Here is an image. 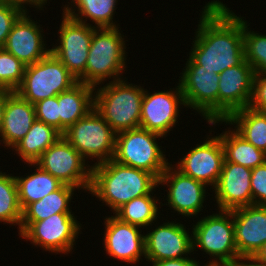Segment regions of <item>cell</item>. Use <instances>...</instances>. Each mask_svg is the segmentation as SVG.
Segmentation results:
<instances>
[{"mask_svg": "<svg viewBox=\"0 0 266 266\" xmlns=\"http://www.w3.org/2000/svg\"><path fill=\"white\" fill-rule=\"evenodd\" d=\"M61 136L62 133L55 127L36 119L25 137L12 149L24 163H34Z\"/></svg>", "mask_w": 266, "mask_h": 266, "instance_id": "484cf974", "label": "cell"}, {"mask_svg": "<svg viewBox=\"0 0 266 266\" xmlns=\"http://www.w3.org/2000/svg\"><path fill=\"white\" fill-rule=\"evenodd\" d=\"M36 121L35 106L13 91L6 98L0 137L5 147L13 148Z\"/></svg>", "mask_w": 266, "mask_h": 266, "instance_id": "7402d4cb", "label": "cell"}, {"mask_svg": "<svg viewBox=\"0 0 266 266\" xmlns=\"http://www.w3.org/2000/svg\"><path fill=\"white\" fill-rule=\"evenodd\" d=\"M179 85L186 107L193 108L207 120H218L219 74L202 69L190 57L187 59Z\"/></svg>", "mask_w": 266, "mask_h": 266, "instance_id": "30bf717a", "label": "cell"}, {"mask_svg": "<svg viewBox=\"0 0 266 266\" xmlns=\"http://www.w3.org/2000/svg\"><path fill=\"white\" fill-rule=\"evenodd\" d=\"M36 119L60 131V115L57 96L46 98L34 104Z\"/></svg>", "mask_w": 266, "mask_h": 266, "instance_id": "836d02e7", "label": "cell"}, {"mask_svg": "<svg viewBox=\"0 0 266 266\" xmlns=\"http://www.w3.org/2000/svg\"><path fill=\"white\" fill-rule=\"evenodd\" d=\"M250 184L253 205L266 206V162L252 169Z\"/></svg>", "mask_w": 266, "mask_h": 266, "instance_id": "e575fe53", "label": "cell"}, {"mask_svg": "<svg viewBox=\"0 0 266 266\" xmlns=\"http://www.w3.org/2000/svg\"><path fill=\"white\" fill-rule=\"evenodd\" d=\"M159 179L152 173L122 165L113 159L92 165L90 190L113 210V214L130 200L153 194Z\"/></svg>", "mask_w": 266, "mask_h": 266, "instance_id": "7a4b0ae2", "label": "cell"}, {"mask_svg": "<svg viewBox=\"0 0 266 266\" xmlns=\"http://www.w3.org/2000/svg\"><path fill=\"white\" fill-rule=\"evenodd\" d=\"M197 266H201V265L198 264ZM203 266H229V265H224V264H209L208 261H207V264H205Z\"/></svg>", "mask_w": 266, "mask_h": 266, "instance_id": "7bdbcfd3", "label": "cell"}, {"mask_svg": "<svg viewBox=\"0 0 266 266\" xmlns=\"http://www.w3.org/2000/svg\"><path fill=\"white\" fill-rule=\"evenodd\" d=\"M242 19L223 2H208L202 11L189 57L202 69L217 74L239 65L245 59Z\"/></svg>", "mask_w": 266, "mask_h": 266, "instance_id": "6da1fadb", "label": "cell"}, {"mask_svg": "<svg viewBox=\"0 0 266 266\" xmlns=\"http://www.w3.org/2000/svg\"><path fill=\"white\" fill-rule=\"evenodd\" d=\"M219 137L224 148V162H232L250 169L266 162V153L249 143L234 129H228Z\"/></svg>", "mask_w": 266, "mask_h": 266, "instance_id": "83f0119b", "label": "cell"}, {"mask_svg": "<svg viewBox=\"0 0 266 266\" xmlns=\"http://www.w3.org/2000/svg\"><path fill=\"white\" fill-rule=\"evenodd\" d=\"M232 215L238 255L253 258L266 243V206L236 208Z\"/></svg>", "mask_w": 266, "mask_h": 266, "instance_id": "ac0fdd59", "label": "cell"}, {"mask_svg": "<svg viewBox=\"0 0 266 266\" xmlns=\"http://www.w3.org/2000/svg\"><path fill=\"white\" fill-rule=\"evenodd\" d=\"M13 91L0 89V132H1V126L4 116V109L6 105V98L12 93Z\"/></svg>", "mask_w": 266, "mask_h": 266, "instance_id": "ab89813d", "label": "cell"}, {"mask_svg": "<svg viewBox=\"0 0 266 266\" xmlns=\"http://www.w3.org/2000/svg\"><path fill=\"white\" fill-rule=\"evenodd\" d=\"M104 248L113 259L136 264L145 257V236L139 226L120 221L115 216L105 219Z\"/></svg>", "mask_w": 266, "mask_h": 266, "instance_id": "d6986e66", "label": "cell"}, {"mask_svg": "<svg viewBox=\"0 0 266 266\" xmlns=\"http://www.w3.org/2000/svg\"><path fill=\"white\" fill-rule=\"evenodd\" d=\"M248 107L266 113V74L254 75L252 96Z\"/></svg>", "mask_w": 266, "mask_h": 266, "instance_id": "8d00e7d4", "label": "cell"}, {"mask_svg": "<svg viewBox=\"0 0 266 266\" xmlns=\"http://www.w3.org/2000/svg\"><path fill=\"white\" fill-rule=\"evenodd\" d=\"M219 122L236 125L234 130L239 135L266 153V113L245 107L233 112L225 120H213L208 123L214 125Z\"/></svg>", "mask_w": 266, "mask_h": 266, "instance_id": "d4e9b609", "label": "cell"}, {"mask_svg": "<svg viewBox=\"0 0 266 266\" xmlns=\"http://www.w3.org/2000/svg\"><path fill=\"white\" fill-rule=\"evenodd\" d=\"M81 226L72 213H56L31 223L21 234L22 239L53 253L68 254L73 250Z\"/></svg>", "mask_w": 266, "mask_h": 266, "instance_id": "7c38bea8", "label": "cell"}, {"mask_svg": "<svg viewBox=\"0 0 266 266\" xmlns=\"http://www.w3.org/2000/svg\"><path fill=\"white\" fill-rule=\"evenodd\" d=\"M75 187L63 184L58 190L47 194L39 201L29 204L22 211L19 235L33 222L41 221L56 213H71V202Z\"/></svg>", "mask_w": 266, "mask_h": 266, "instance_id": "cb8c5ba5", "label": "cell"}, {"mask_svg": "<svg viewBox=\"0 0 266 266\" xmlns=\"http://www.w3.org/2000/svg\"><path fill=\"white\" fill-rule=\"evenodd\" d=\"M243 19V39L245 60L252 66L254 74H266V35L249 31Z\"/></svg>", "mask_w": 266, "mask_h": 266, "instance_id": "1f68e13d", "label": "cell"}, {"mask_svg": "<svg viewBox=\"0 0 266 266\" xmlns=\"http://www.w3.org/2000/svg\"><path fill=\"white\" fill-rule=\"evenodd\" d=\"M162 137L140 127L117 133L113 160L152 173L159 179L170 164L156 139Z\"/></svg>", "mask_w": 266, "mask_h": 266, "instance_id": "8992f818", "label": "cell"}, {"mask_svg": "<svg viewBox=\"0 0 266 266\" xmlns=\"http://www.w3.org/2000/svg\"><path fill=\"white\" fill-rule=\"evenodd\" d=\"M85 161L86 159L61 136L34 163L28 164L38 165L63 184L88 191L92 180V166Z\"/></svg>", "mask_w": 266, "mask_h": 266, "instance_id": "9c48e42d", "label": "cell"}, {"mask_svg": "<svg viewBox=\"0 0 266 266\" xmlns=\"http://www.w3.org/2000/svg\"><path fill=\"white\" fill-rule=\"evenodd\" d=\"M115 28H95L85 69V84L96 87L106 78L121 79L126 61L124 35ZM112 77V78H111Z\"/></svg>", "mask_w": 266, "mask_h": 266, "instance_id": "277c9868", "label": "cell"}, {"mask_svg": "<svg viewBox=\"0 0 266 266\" xmlns=\"http://www.w3.org/2000/svg\"><path fill=\"white\" fill-rule=\"evenodd\" d=\"M23 13L18 7L0 3V48L4 47L14 23Z\"/></svg>", "mask_w": 266, "mask_h": 266, "instance_id": "d590c367", "label": "cell"}, {"mask_svg": "<svg viewBox=\"0 0 266 266\" xmlns=\"http://www.w3.org/2000/svg\"><path fill=\"white\" fill-rule=\"evenodd\" d=\"M251 174L252 169L248 167L224 162L220 177L213 188L219 210L231 211L253 205Z\"/></svg>", "mask_w": 266, "mask_h": 266, "instance_id": "ffe728a7", "label": "cell"}, {"mask_svg": "<svg viewBox=\"0 0 266 266\" xmlns=\"http://www.w3.org/2000/svg\"><path fill=\"white\" fill-rule=\"evenodd\" d=\"M27 15L28 12H24L17 19L3 47L26 66L40 61L50 53V48H46L43 40V29Z\"/></svg>", "mask_w": 266, "mask_h": 266, "instance_id": "44dd1931", "label": "cell"}, {"mask_svg": "<svg viewBox=\"0 0 266 266\" xmlns=\"http://www.w3.org/2000/svg\"><path fill=\"white\" fill-rule=\"evenodd\" d=\"M193 226V251L199 247L210 255L213 260L209 264L233 266L240 259L235 244L232 210H219L218 214L208 215Z\"/></svg>", "mask_w": 266, "mask_h": 266, "instance_id": "5b68a950", "label": "cell"}, {"mask_svg": "<svg viewBox=\"0 0 266 266\" xmlns=\"http://www.w3.org/2000/svg\"><path fill=\"white\" fill-rule=\"evenodd\" d=\"M59 32V45L50 52L57 57L78 82L85 84V69L95 26L79 22L64 12Z\"/></svg>", "mask_w": 266, "mask_h": 266, "instance_id": "8fae6325", "label": "cell"}, {"mask_svg": "<svg viewBox=\"0 0 266 266\" xmlns=\"http://www.w3.org/2000/svg\"><path fill=\"white\" fill-rule=\"evenodd\" d=\"M62 136L85 158L98 164L113 159L116 133L93 108L86 116L71 125Z\"/></svg>", "mask_w": 266, "mask_h": 266, "instance_id": "ba28073f", "label": "cell"}, {"mask_svg": "<svg viewBox=\"0 0 266 266\" xmlns=\"http://www.w3.org/2000/svg\"><path fill=\"white\" fill-rule=\"evenodd\" d=\"M47 1L48 0H0V3H5L8 5L18 7L23 12H27V9L25 8L26 4L27 5L30 4L31 6L33 5L35 6V8H38L39 10H41L43 9V6L45 5V3L47 4Z\"/></svg>", "mask_w": 266, "mask_h": 266, "instance_id": "f35d334b", "label": "cell"}, {"mask_svg": "<svg viewBox=\"0 0 266 266\" xmlns=\"http://www.w3.org/2000/svg\"><path fill=\"white\" fill-rule=\"evenodd\" d=\"M77 79L51 52L34 64L25 67L21 85L15 92L33 105L69 90Z\"/></svg>", "mask_w": 266, "mask_h": 266, "instance_id": "52a82bcc", "label": "cell"}, {"mask_svg": "<svg viewBox=\"0 0 266 266\" xmlns=\"http://www.w3.org/2000/svg\"><path fill=\"white\" fill-rule=\"evenodd\" d=\"M169 188L167 193L168 207L183 216L191 218L203 210L206 185L183 174L169 164L159 178V185ZM169 184V185H168Z\"/></svg>", "mask_w": 266, "mask_h": 266, "instance_id": "2e32d148", "label": "cell"}, {"mask_svg": "<svg viewBox=\"0 0 266 266\" xmlns=\"http://www.w3.org/2000/svg\"><path fill=\"white\" fill-rule=\"evenodd\" d=\"M153 197V194L136 197L123 206H121L114 214L120 221L136 225L139 227L152 226L153 221L158 217L159 199Z\"/></svg>", "mask_w": 266, "mask_h": 266, "instance_id": "f546056e", "label": "cell"}, {"mask_svg": "<svg viewBox=\"0 0 266 266\" xmlns=\"http://www.w3.org/2000/svg\"><path fill=\"white\" fill-rule=\"evenodd\" d=\"M94 90L93 86L77 82L57 95L62 134L94 108Z\"/></svg>", "mask_w": 266, "mask_h": 266, "instance_id": "603a6c76", "label": "cell"}, {"mask_svg": "<svg viewBox=\"0 0 266 266\" xmlns=\"http://www.w3.org/2000/svg\"><path fill=\"white\" fill-rule=\"evenodd\" d=\"M148 262H151L153 266H197L199 264L196 260L189 257Z\"/></svg>", "mask_w": 266, "mask_h": 266, "instance_id": "74e56055", "label": "cell"}, {"mask_svg": "<svg viewBox=\"0 0 266 266\" xmlns=\"http://www.w3.org/2000/svg\"><path fill=\"white\" fill-rule=\"evenodd\" d=\"M239 261H241V262H239ZM245 262H247V263H245ZM233 266H266V265L258 263L253 258H240Z\"/></svg>", "mask_w": 266, "mask_h": 266, "instance_id": "60d3db41", "label": "cell"}, {"mask_svg": "<svg viewBox=\"0 0 266 266\" xmlns=\"http://www.w3.org/2000/svg\"><path fill=\"white\" fill-rule=\"evenodd\" d=\"M26 65L0 48V89L15 91L22 83Z\"/></svg>", "mask_w": 266, "mask_h": 266, "instance_id": "d6a6232c", "label": "cell"}, {"mask_svg": "<svg viewBox=\"0 0 266 266\" xmlns=\"http://www.w3.org/2000/svg\"><path fill=\"white\" fill-rule=\"evenodd\" d=\"M225 154L219 136L207 137L205 142L197 146L184 155L176 166L183 174L212 186L213 189L220 177Z\"/></svg>", "mask_w": 266, "mask_h": 266, "instance_id": "9a60e30c", "label": "cell"}, {"mask_svg": "<svg viewBox=\"0 0 266 266\" xmlns=\"http://www.w3.org/2000/svg\"><path fill=\"white\" fill-rule=\"evenodd\" d=\"M126 81H109L94 92V108L116 134L140 127L144 88Z\"/></svg>", "mask_w": 266, "mask_h": 266, "instance_id": "3957f363", "label": "cell"}, {"mask_svg": "<svg viewBox=\"0 0 266 266\" xmlns=\"http://www.w3.org/2000/svg\"><path fill=\"white\" fill-rule=\"evenodd\" d=\"M258 263L266 265V243L263 244L262 248L253 257Z\"/></svg>", "mask_w": 266, "mask_h": 266, "instance_id": "b9f144b4", "label": "cell"}, {"mask_svg": "<svg viewBox=\"0 0 266 266\" xmlns=\"http://www.w3.org/2000/svg\"><path fill=\"white\" fill-rule=\"evenodd\" d=\"M37 166V167H36ZM35 166V172L26 177H16L18 201L22 211L31 203L44 198L47 194L58 190L63 183L47 171Z\"/></svg>", "mask_w": 266, "mask_h": 266, "instance_id": "f1b7e54d", "label": "cell"}, {"mask_svg": "<svg viewBox=\"0 0 266 266\" xmlns=\"http://www.w3.org/2000/svg\"><path fill=\"white\" fill-rule=\"evenodd\" d=\"M184 227L180 222L167 221L149 231L145 235L146 261L184 258L193 252L192 234Z\"/></svg>", "mask_w": 266, "mask_h": 266, "instance_id": "e0dca14e", "label": "cell"}, {"mask_svg": "<svg viewBox=\"0 0 266 266\" xmlns=\"http://www.w3.org/2000/svg\"><path fill=\"white\" fill-rule=\"evenodd\" d=\"M254 75L245 59L219 74L218 120H225L233 112L249 106Z\"/></svg>", "mask_w": 266, "mask_h": 266, "instance_id": "5bb4252c", "label": "cell"}, {"mask_svg": "<svg viewBox=\"0 0 266 266\" xmlns=\"http://www.w3.org/2000/svg\"><path fill=\"white\" fill-rule=\"evenodd\" d=\"M22 221V209L18 201L15 176L0 171V222L18 225Z\"/></svg>", "mask_w": 266, "mask_h": 266, "instance_id": "4dcf8cb0", "label": "cell"}, {"mask_svg": "<svg viewBox=\"0 0 266 266\" xmlns=\"http://www.w3.org/2000/svg\"><path fill=\"white\" fill-rule=\"evenodd\" d=\"M144 89L141 106L140 128L166 137L167 133L176 125L179 107L185 104L180 85L174 90H164L149 94ZM180 104V106H179Z\"/></svg>", "mask_w": 266, "mask_h": 266, "instance_id": "4fadbf2b", "label": "cell"}, {"mask_svg": "<svg viewBox=\"0 0 266 266\" xmlns=\"http://www.w3.org/2000/svg\"><path fill=\"white\" fill-rule=\"evenodd\" d=\"M117 2V0H72L71 5L74 9L71 5L70 7L65 5L63 12L85 24H89L86 19L90 18L96 24V28H115L118 25L116 26L112 19L117 8Z\"/></svg>", "mask_w": 266, "mask_h": 266, "instance_id": "4316f807", "label": "cell"}]
</instances>
